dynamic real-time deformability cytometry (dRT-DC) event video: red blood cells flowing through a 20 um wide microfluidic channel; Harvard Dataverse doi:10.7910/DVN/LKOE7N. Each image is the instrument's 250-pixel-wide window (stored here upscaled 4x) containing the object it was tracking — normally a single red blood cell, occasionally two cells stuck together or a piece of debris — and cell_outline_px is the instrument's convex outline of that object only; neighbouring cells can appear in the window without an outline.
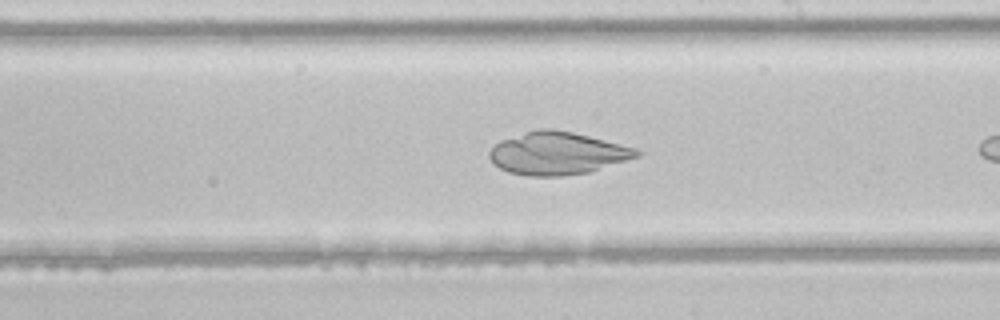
{"species": "common noctule bat (a hibernating species)", "species_latin": "Nyctalus noctula", "temperature_condition": "room temperature", "stored_images_in_passage": 27, "camera_frame_rate_fps": 3000, "um_per_image_px": 0.085, "animal": {"sex": "male", "body_mass_g": 21.5, "forearm_length_mm": 52.0}, "frame": {"image": 1, "passage_image": 20, "time_ms": 6.333, "image_size_px": [1000, 320], "cell_outline_px": [[644, 152], [640, 156], [588, 172], [564, 176], [528, 176], [508, 172], [500, 168], [488, 156], [488, 152], [500, 140], [536, 128], [552, 128], [572, 132], [636, 148]], "centroid_in_image_um": [47.37, 13.02], "position_along_channel_um": 241.6, "area_um2": 36.53}}
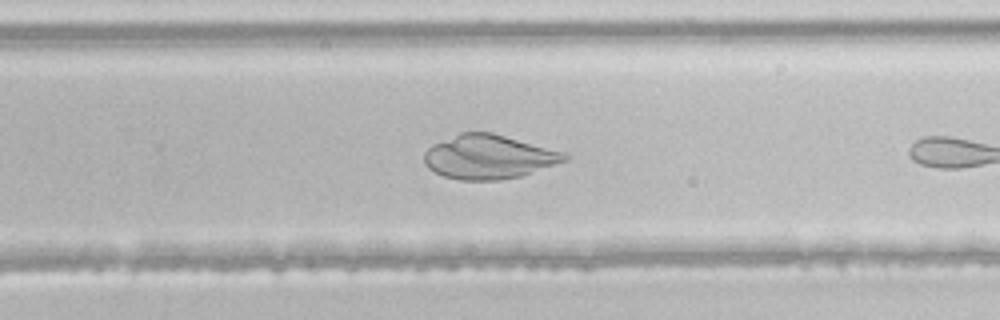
{"frame": {"image": 2, "passage_image": 23, "time_ms": 7.333, "image_size_px": [1000, 320], "cell_outline_px": [[568, 160], [520, 176], [500, 180], [460, 180], [444, 176], [428, 168], [424, 164], [424, 152], [432, 144], [460, 132], [492, 132], [564, 152], [568, 156]], "centroid_in_image_um": [41.51, 13.33], "position_along_channel_um": 288.3, "area_um2": 35.95}}